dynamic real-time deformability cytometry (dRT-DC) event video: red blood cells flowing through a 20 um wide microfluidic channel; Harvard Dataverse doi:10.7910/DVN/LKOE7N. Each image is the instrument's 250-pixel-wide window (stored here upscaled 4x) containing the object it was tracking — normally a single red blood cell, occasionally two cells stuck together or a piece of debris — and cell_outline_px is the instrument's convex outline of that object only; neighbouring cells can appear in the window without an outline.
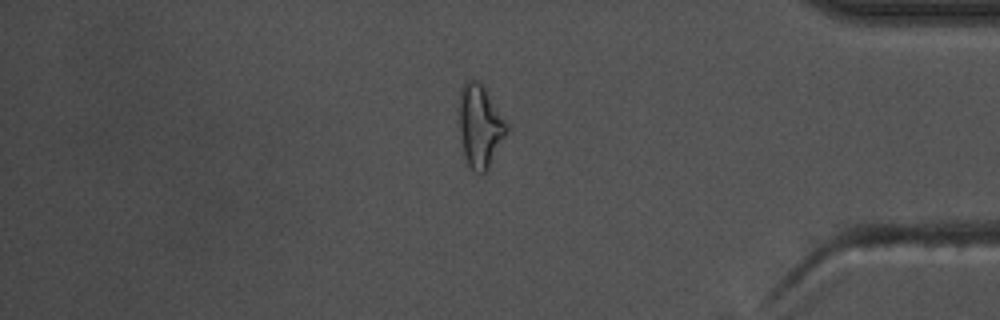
{"species": "common noctule bat (a hibernating species)", "species_latin": "Nyctalus noctula", "temperature_condition": "warm", "stored_images_in_passage": 54, "camera_frame_rate_fps": 3000, "um_per_image_px": 0.085, "animal": {"sex": "male", "body_mass_g": 17.5, "forearm_length_mm": 52.3}, "frame": {"image": 1, "passage_image": 46, "time_ms": 15.0, "image_size_px": [1000, 320], "cell_outline_px": [[508, 132], [488, 168], [484, 172], [476, 172], [468, 164], [464, 156], [460, 132], [460, 88], [468, 80], [476, 80], [484, 88], [508, 124]], "centroid_in_image_um": [40.81, 10.73], "position_along_channel_um": 394.4, "area_um2": 22.31}, "authors_computed_cell_mechanics": {"area_um2": 19.0162, "velocity_mm_per_s": 3.7595, "shape_relaxation_time_tau1_ms": 7.8829, "shape_relaxation_time_tau2_ms": 3.1529, "deformation_change_tau1": 0.2064, "deformation_change_tau2": 0.1142}}